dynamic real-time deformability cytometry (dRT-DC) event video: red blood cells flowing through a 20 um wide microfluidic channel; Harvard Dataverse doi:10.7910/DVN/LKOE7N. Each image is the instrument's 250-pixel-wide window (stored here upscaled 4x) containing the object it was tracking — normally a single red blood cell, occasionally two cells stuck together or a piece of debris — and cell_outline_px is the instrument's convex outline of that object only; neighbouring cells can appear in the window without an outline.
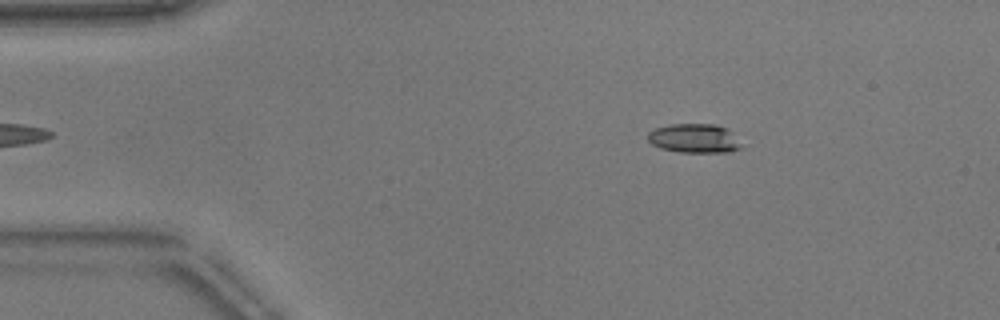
{"species": "common noctule bat (a hibernating species)", "species_latin": "Nyctalus noctula", "temperature_condition": "warm", "stored_images_in_passage": 47, "camera_frame_rate_fps": 3000, "um_per_image_px": 0.085, "animal": {"sex": "male", "body_mass_g": 17.9}, "frame": {"image": 1, "passage_image": 3, "time_ms": 0.667, "image_size_px": [1000, 320], "cell_outline_px": [[744, 148], [728, 152], [680, 152], [660, 148], [652, 144], [648, 140], [648, 132], [656, 128], [672, 124], [716, 124], [728, 128], [744, 144]], "centroid_in_image_um": [59.09, 11.76], "position_along_channel_um": 25.9, "area_um2": 16.13}}
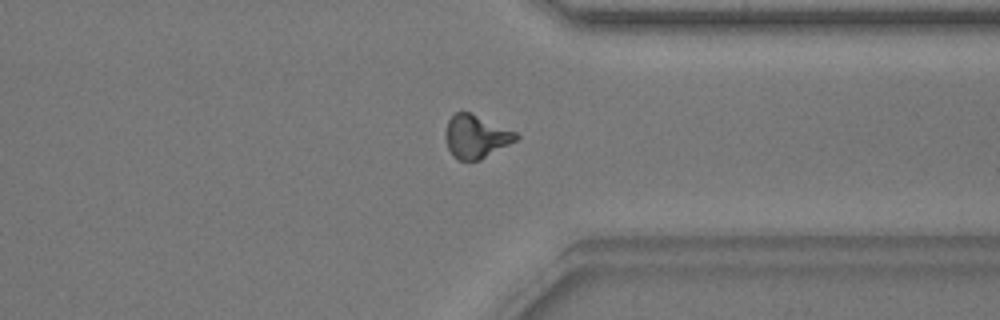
{"frame": {"image": 2, "passage_image": 35, "time_ms": 11.333, "image_size_px": [1000, 320], "cell_outline_px": [[520, 136], [516, 140], [480, 160], [460, 160], [452, 156], [448, 148], [444, 136], [444, 132], [448, 120], [456, 112], [472, 112], [516, 132]], "centroid_in_image_um": [40.43, 11.59], "position_along_channel_um": 371.0, "area_um2": 17.8}}
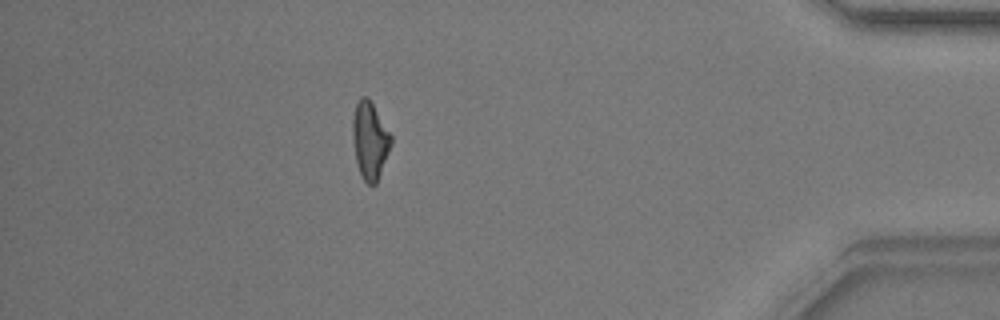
{"frame": {"image": 3, "passage_image": 41, "time_ms": 13.333, "image_size_px": [1000, 320], "cell_outline_px": [[392, 144], [376, 184], [368, 184], [360, 176], [356, 164], [352, 136], [352, 120], [356, 104], [360, 96], [368, 96], [392, 136]], "centroid_in_image_um": [31.43, 11.93], "position_along_channel_um": 403.8, "area_um2": 17.46}, "authors_computed_cell_mechanics": {"area_um2": 17.1088, "velocity_mm_per_s": 3.8351, "shape_relaxation_time_tau1_ms": 5.1802, "shape_relaxation_time_tau2_ms": 2.0845, "deformation_change_tau1": 0.1901, "deformation_change_tau2": 0.0946}}